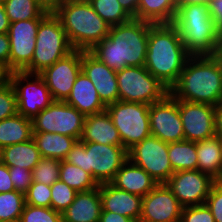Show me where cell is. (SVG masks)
<instances>
[{
  "label": "cell",
  "instance_id": "cell-1",
  "mask_svg": "<svg viewBox=\"0 0 222 222\" xmlns=\"http://www.w3.org/2000/svg\"><path fill=\"white\" fill-rule=\"evenodd\" d=\"M151 24L132 18L110 26L108 36L89 52L116 72L127 66H145Z\"/></svg>",
  "mask_w": 222,
  "mask_h": 222
},
{
  "label": "cell",
  "instance_id": "cell-2",
  "mask_svg": "<svg viewBox=\"0 0 222 222\" xmlns=\"http://www.w3.org/2000/svg\"><path fill=\"white\" fill-rule=\"evenodd\" d=\"M189 57L172 23L150 25L145 68L167 89L178 81Z\"/></svg>",
  "mask_w": 222,
  "mask_h": 222
},
{
  "label": "cell",
  "instance_id": "cell-3",
  "mask_svg": "<svg viewBox=\"0 0 222 222\" xmlns=\"http://www.w3.org/2000/svg\"><path fill=\"white\" fill-rule=\"evenodd\" d=\"M169 93L177 100L217 106L222 102V69L214 56H190Z\"/></svg>",
  "mask_w": 222,
  "mask_h": 222
},
{
  "label": "cell",
  "instance_id": "cell-4",
  "mask_svg": "<svg viewBox=\"0 0 222 222\" xmlns=\"http://www.w3.org/2000/svg\"><path fill=\"white\" fill-rule=\"evenodd\" d=\"M60 19L73 50L90 51L105 39L110 30L88 0H67L55 3L51 9Z\"/></svg>",
  "mask_w": 222,
  "mask_h": 222
},
{
  "label": "cell",
  "instance_id": "cell-5",
  "mask_svg": "<svg viewBox=\"0 0 222 222\" xmlns=\"http://www.w3.org/2000/svg\"><path fill=\"white\" fill-rule=\"evenodd\" d=\"M189 56H214L222 35L215 27L208 6L188 5L176 11L172 23Z\"/></svg>",
  "mask_w": 222,
  "mask_h": 222
},
{
  "label": "cell",
  "instance_id": "cell-6",
  "mask_svg": "<svg viewBox=\"0 0 222 222\" xmlns=\"http://www.w3.org/2000/svg\"><path fill=\"white\" fill-rule=\"evenodd\" d=\"M128 160L123 146L77 140L64 161L90 173L98 184L110 183Z\"/></svg>",
  "mask_w": 222,
  "mask_h": 222
},
{
  "label": "cell",
  "instance_id": "cell-7",
  "mask_svg": "<svg viewBox=\"0 0 222 222\" xmlns=\"http://www.w3.org/2000/svg\"><path fill=\"white\" fill-rule=\"evenodd\" d=\"M72 51L60 19L51 10L40 21L32 61L23 71L40 74Z\"/></svg>",
  "mask_w": 222,
  "mask_h": 222
},
{
  "label": "cell",
  "instance_id": "cell-8",
  "mask_svg": "<svg viewBox=\"0 0 222 222\" xmlns=\"http://www.w3.org/2000/svg\"><path fill=\"white\" fill-rule=\"evenodd\" d=\"M148 104L116 101L106 111L119 131L122 146L128 151L151 135Z\"/></svg>",
  "mask_w": 222,
  "mask_h": 222
},
{
  "label": "cell",
  "instance_id": "cell-9",
  "mask_svg": "<svg viewBox=\"0 0 222 222\" xmlns=\"http://www.w3.org/2000/svg\"><path fill=\"white\" fill-rule=\"evenodd\" d=\"M116 76L120 101L151 105L169 93L145 66H127L117 71Z\"/></svg>",
  "mask_w": 222,
  "mask_h": 222
},
{
  "label": "cell",
  "instance_id": "cell-10",
  "mask_svg": "<svg viewBox=\"0 0 222 222\" xmlns=\"http://www.w3.org/2000/svg\"><path fill=\"white\" fill-rule=\"evenodd\" d=\"M9 81L16 94L18 114L28 119L32 120L54 101L40 74L14 71L10 72Z\"/></svg>",
  "mask_w": 222,
  "mask_h": 222
},
{
  "label": "cell",
  "instance_id": "cell-11",
  "mask_svg": "<svg viewBox=\"0 0 222 222\" xmlns=\"http://www.w3.org/2000/svg\"><path fill=\"white\" fill-rule=\"evenodd\" d=\"M85 116L65 101H53L32 119L33 132L57 133L81 139Z\"/></svg>",
  "mask_w": 222,
  "mask_h": 222
},
{
  "label": "cell",
  "instance_id": "cell-12",
  "mask_svg": "<svg viewBox=\"0 0 222 222\" xmlns=\"http://www.w3.org/2000/svg\"><path fill=\"white\" fill-rule=\"evenodd\" d=\"M128 159L158 184H165L174 173L168 158V143L152 135L129 149Z\"/></svg>",
  "mask_w": 222,
  "mask_h": 222
},
{
  "label": "cell",
  "instance_id": "cell-13",
  "mask_svg": "<svg viewBox=\"0 0 222 222\" xmlns=\"http://www.w3.org/2000/svg\"><path fill=\"white\" fill-rule=\"evenodd\" d=\"M217 182L209 174L200 170L174 172L165 183L182 207L205 204V201Z\"/></svg>",
  "mask_w": 222,
  "mask_h": 222
},
{
  "label": "cell",
  "instance_id": "cell-14",
  "mask_svg": "<svg viewBox=\"0 0 222 222\" xmlns=\"http://www.w3.org/2000/svg\"><path fill=\"white\" fill-rule=\"evenodd\" d=\"M151 135L163 142L184 140L183 124L179 112V100L168 93L161 101L149 107Z\"/></svg>",
  "mask_w": 222,
  "mask_h": 222
},
{
  "label": "cell",
  "instance_id": "cell-15",
  "mask_svg": "<svg viewBox=\"0 0 222 222\" xmlns=\"http://www.w3.org/2000/svg\"><path fill=\"white\" fill-rule=\"evenodd\" d=\"M42 19L21 20L10 23L9 71H23L32 61L36 35Z\"/></svg>",
  "mask_w": 222,
  "mask_h": 222
},
{
  "label": "cell",
  "instance_id": "cell-16",
  "mask_svg": "<svg viewBox=\"0 0 222 222\" xmlns=\"http://www.w3.org/2000/svg\"><path fill=\"white\" fill-rule=\"evenodd\" d=\"M81 60L82 50H73L40 73L54 101H65L68 98L81 72Z\"/></svg>",
  "mask_w": 222,
  "mask_h": 222
},
{
  "label": "cell",
  "instance_id": "cell-17",
  "mask_svg": "<svg viewBox=\"0 0 222 222\" xmlns=\"http://www.w3.org/2000/svg\"><path fill=\"white\" fill-rule=\"evenodd\" d=\"M215 107L209 104L179 100L184 140L197 142L216 135Z\"/></svg>",
  "mask_w": 222,
  "mask_h": 222
},
{
  "label": "cell",
  "instance_id": "cell-18",
  "mask_svg": "<svg viewBox=\"0 0 222 222\" xmlns=\"http://www.w3.org/2000/svg\"><path fill=\"white\" fill-rule=\"evenodd\" d=\"M182 206L166 184L142 197L141 222H180Z\"/></svg>",
  "mask_w": 222,
  "mask_h": 222
},
{
  "label": "cell",
  "instance_id": "cell-19",
  "mask_svg": "<svg viewBox=\"0 0 222 222\" xmlns=\"http://www.w3.org/2000/svg\"><path fill=\"white\" fill-rule=\"evenodd\" d=\"M81 71L93 83L106 106L119 101L116 71L99 61L89 51H82Z\"/></svg>",
  "mask_w": 222,
  "mask_h": 222
},
{
  "label": "cell",
  "instance_id": "cell-20",
  "mask_svg": "<svg viewBox=\"0 0 222 222\" xmlns=\"http://www.w3.org/2000/svg\"><path fill=\"white\" fill-rule=\"evenodd\" d=\"M102 211L118 213L139 222L142 197L116 188L111 183L100 184Z\"/></svg>",
  "mask_w": 222,
  "mask_h": 222
},
{
  "label": "cell",
  "instance_id": "cell-21",
  "mask_svg": "<svg viewBox=\"0 0 222 222\" xmlns=\"http://www.w3.org/2000/svg\"><path fill=\"white\" fill-rule=\"evenodd\" d=\"M102 211L100 184L97 188L77 192L72 204L62 213L63 222H99Z\"/></svg>",
  "mask_w": 222,
  "mask_h": 222
},
{
  "label": "cell",
  "instance_id": "cell-22",
  "mask_svg": "<svg viewBox=\"0 0 222 222\" xmlns=\"http://www.w3.org/2000/svg\"><path fill=\"white\" fill-rule=\"evenodd\" d=\"M65 102L76 108L84 116L97 114L106 110L93 83L81 71Z\"/></svg>",
  "mask_w": 222,
  "mask_h": 222
},
{
  "label": "cell",
  "instance_id": "cell-23",
  "mask_svg": "<svg viewBox=\"0 0 222 222\" xmlns=\"http://www.w3.org/2000/svg\"><path fill=\"white\" fill-rule=\"evenodd\" d=\"M82 142H93L106 145L122 146L119 131L114 126L111 116L103 112L85 116Z\"/></svg>",
  "mask_w": 222,
  "mask_h": 222
},
{
  "label": "cell",
  "instance_id": "cell-24",
  "mask_svg": "<svg viewBox=\"0 0 222 222\" xmlns=\"http://www.w3.org/2000/svg\"><path fill=\"white\" fill-rule=\"evenodd\" d=\"M110 183L118 189L141 197L147 195L158 185L144 169L133 164L129 159L117 171Z\"/></svg>",
  "mask_w": 222,
  "mask_h": 222
},
{
  "label": "cell",
  "instance_id": "cell-25",
  "mask_svg": "<svg viewBox=\"0 0 222 222\" xmlns=\"http://www.w3.org/2000/svg\"><path fill=\"white\" fill-rule=\"evenodd\" d=\"M197 170L209 174L215 180L222 178V144L215 135L196 142Z\"/></svg>",
  "mask_w": 222,
  "mask_h": 222
},
{
  "label": "cell",
  "instance_id": "cell-26",
  "mask_svg": "<svg viewBox=\"0 0 222 222\" xmlns=\"http://www.w3.org/2000/svg\"><path fill=\"white\" fill-rule=\"evenodd\" d=\"M42 156L33 139L0 149V161L8 167L33 170Z\"/></svg>",
  "mask_w": 222,
  "mask_h": 222
},
{
  "label": "cell",
  "instance_id": "cell-27",
  "mask_svg": "<svg viewBox=\"0 0 222 222\" xmlns=\"http://www.w3.org/2000/svg\"><path fill=\"white\" fill-rule=\"evenodd\" d=\"M32 139L42 158H55L60 161L66 158L77 141L74 137L48 132H33Z\"/></svg>",
  "mask_w": 222,
  "mask_h": 222
},
{
  "label": "cell",
  "instance_id": "cell-28",
  "mask_svg": "<svg viewBox=\"0 0 222 222\" xmlns=\"http://www.w3.org/2000/svg\"><path fill=\"white\" fill-rule=\"evenodd\" d=\"M33 138L32 120L21 114L0 121V149Z\"/></svg>",
  "mask_w": 222,
  "mask_h": 222
},
{
  "label": "cell",
  "instance_id": "cell-29",
  "mask_svg": "<svg viewBox=\"0 0 222 222\" xmlns=\"http://www.w3.org/2000/svg\"><path fill=\"white\" fill-rule=\"evenodd\" d=\"M176 11V0H140L134 19L153 24L173 23Z\"/></svg>",
  "mask_w": 222,
  "mask_h": 222
},
{
  "label": "cell",
  "instance_id": "cell-30",
  "mask_svg": "<svg viewBox=\"0 0 222 222\" xmlns=\"http://www.w3.org/2000/svg\"><path fill=\"white\" fill-rule=\"evenodd\" d=\"M3 5L10 23L43 19L51 11L40 0H5Z\"/></svg>",
  "mask_w": 222,
  "mask_h": 222
},
{
  "label": "cell",
  "instance_id": "cell-31",
  "mask_svg": "<svg viewBox=\"0 0 222 222\" xmlns=\"http://www.w3.org/2000/svg\"><path fill=\"white\" fill-rule=\"evenodd\" d=\"M168 158L174 172L197 170L196 142L183 140L168 143Z\"/></svg>",
  "mask_w": 222,
  "mask_h": 222
},
{
  "label": "cell",
  "instance_id": "cell-32",
  "mask_svg": "<svg viewBox=\"0 0 222 222\" xmlns=\"http://www.w3.org/2000/svg\"><path fill=\"white\" fill-rule=\"evenodd\" d=\"M59 179L77 192L88 191L99 186L90 173L64 160L60 163Z\"/></svg>",
  "mask_w": 222,
  "mask_h": 222
},
{
  "label": "cell",
  "instance_id": "cell-33",
  "mask_svg": "<svg viewBox=\"0 0 222 222\" xmlns=\"http://www.w3.org/2000/svg\"><path fill=\"white\" fill-rule=\"evenodd\" d=\"M95 12L110 26L123 24L132 18L118 0H88Z\"/></svg>",
  "mask_w": 222,
  "mask_h": 222
},
{
  "label": "cell",
  "instance_id": "cell-34",
  "mask_svg": "<svg viewBox=\"0 0 222 222\" xmlns=\"http://www.w3.org/2000/svg\"><path fill=\"white\" fill-rule=\"evenodd\" d=\"M25 194L16 190L0 193V221H19Z\"/></svg>",
  "mask_w": 222,
  "mask_h": 222
},
{
  "label": "cell",
  "instance_id": "cell-35",
  "mask_svg": "<svg viewBox=\"0 0 222 222\" xmlns=\"http://www.w3.org/2000/svg\"><path fill=\"white\" fill-rule=\"evenodd\" d=\"M61 161L55 158H41L32 170L34 182L51 186L60 177Z\"/></svg>",
  "mask_w": 222,
  "mask_h": 222
},
{
  "label": "cell",
  "instance_id": "cell-36",
  "mask_svg": "<svg viewBox=\"0 0 222 222\" xmlns=\"http://www.w3.org/2000/svg\"><path fill=\"white\" fill-rule=\"evenodd\" d=\"M77 191L60 179L51 185V208L63 213L74 201Z\"/></svg>",
  "mask_w": 222,
  "mask_h": 222
},
{
  "label": "cell",
  "instance_id": "cell-37",
  "mask_svg": "<svg viewBox=\"0 0 222 222\" xmlns=\"http://www.w3.org/2000/svg\"><path fill=\"white\" fill-rule=\"evenodd\" d=\"M19 222H63L62 214L51 207H35L25 204Z\"/></svg>",
  "mask_w": 222,
  "mask_h": 222
},
{
  "label": "cell",
  "instance_id": "cell-38",
  "mask_svg": "<svg viewBox=\"0 0 222 222\" xmlns=\"http://www.w3.org/2000/svg\"><path fill=\"white\" fill-rule=\"evenodd\" d=\"M25 204L35 207H51V186L33 181L25 193Z\"/></svg>",
  "mask_w": 222,
  "mask_h": 222
},
{
  "label": "cell",
  "instance_id": "cell-39",
  "mask_svg": "<svg viewBox=\"0 0 222 222\" xmlns=\"http://www.w3.org/2000/svg\"><path fill=\"white\" fill-rule=\"evenodd\" d=\"M18 113L14 88L10 81L0 86V121Z\"/></svg>",
  "mask_w": 222,
  "mask_h": 222
},
{
  "label": "cell",
  "instance_id": "cell-40",
  "mask_svg": "<svg viewBox=\"0 0 222 222\" xmlns=\"http://www.w3.org/2000/svg\"><path fill=\"white\" fill-rule=\"evenodd\" d=\"M180 222H215L206 204L183 207Z\"/></svg>",
  "mask_w": 222,
  "mask_h": 222
},
{
  "label": "cell",
  "instance_id": "cell-41",
  "mask_svg": "<svg viewBox=\"0 0 222 222\" xmlns=\"http://www.w3.org/2000/svg\"><path fill=\"white\" fill-rule=\"evenodd\" d=\"M9 172L15 190L25 194L33 182L32 171L14 166L9 167Z\"/></svg>",
  "mask_w": 222,
  "mask_h": 222
},
{
  "label": "cell",
  "instance_id": "cell-42",
  "mask_svg": "<svg viewBox=\"0 0 222 222\" xmlns=\"http://www.w3.org/2000/svg\"><path fill=\"white\" fill-rule=\"evenodd\" d=\"M205 204L210 209L215 222H222V183L220 181L213 185Z\"/></svg>",
  "mask_w": 222,
  "mask_h": 222
},
{
  "label": "cell",
  "instance_id": "cell-43",
  "mask_svg": "<svg viewBox=\"0 0 222 222\" xmlns=\"http://www.w3.org/2000/svg\"><path fill=\"white\" fill-rule=\"evenodd\" d=\"M208 9L211 18L214 21L215 27L220 31L222 35V0H210Z\"/></svg>",
  "mask_w": 222,
  "mask_h": 222
},
{
  "label": "cell",
  "instance_id": "cell-44",
  "mask_svg": "<svg viewBox=\"0 0 222 222\" xmlns=\"http://www.w3.org/2000/svg\"><path fill=\"white\" fill-rule=\"evenodd\" d=\"M15 190L10 178L9 167L0 161V193Z\"/></svg>",
  "mask_w": 222,
  "mask_h": 222
},
{
  "label": "cell",
  "instance_id": "cell-45",
  "mask_svg": "<svg viewBox=\"0 0 222 222\" xmlns=\"http://www.w3.org/2000/svg\"><path fill=\"white\" fill-rule=\"evenodd\" d=\"M10 39L8 33L0 34V63L9 70Z\"/></svg>",
  "mask_w": 222,
  "mask_h": 222
},
{
  "label": "cell",
  "instance_id": "cell-46",
  "mask_svg": "<svg viewBox=\"0 0 222 222\" xmlns=\"http://www.w3.org/2000/svg\"><path fill=\"white\" fill-rule=\"evenodd\" d=\"M99 222H135L129 217L122 216L118 213L101 211Z\"/></svg>",
  "mask_w": 222,
  "mask_h": 222
},
{
  "label": "cell",
  "instance_id": "cell-47",
  "mask_svg": "<svg viewBox=\"0 0 222 222\" xmlns=\"http://www.w3.org/2000/svg\"><path fill=\"white\" fill-rule=\"evenodd\" d=\"M139 1L140 0H118L122 8L131 18H135L137 15Z\"/></svg>",
  "mask_w": 222,
  "mask_h": 222
},
{
  "label": "cell",
  "instance_id": "cell-48",
  "mask_svg": "<svg viewBox=\"0 0 222 222\" xmlns=\"http://www.w3.org/2000/svg\"><path fill=\"white\" fill-rule=\"evenodd\" d=\"M215 133L222 136V102L215 107Z\"/></svg>",
  "mask_w": 222,
  "mask_h": 222
},
{
  "label": "cell",
  "instance_id": "cell-49",
  "mask_svg": "<svg viewBox=\"0 0 222 222\" xmlns=\"http://www.w3.org/2000/svg\"><path fill=\"white\" fill-rule=\"evenodd\" d=\"M10 21L3 4H0V34L8 33Z\"/></svg>",
  "mask_w": 222,
  "mask_h": 222
},
{
  "label": "cell",
  "instance_id": "cell-50",
  "mask_svg": "<svg viewBox=\"0 0 222 222\" xmlns=\"http://www.w3.org/2000/svg\"><path fill=\"white\" fill-rule=\"evenodd\" d=\"M209 3L210 0H176V9L193 4L208 6Z\"/></svg>",
  "mask_w": 222,
  "mask_h": 222
},
{
  "label": "cell",
  "instance_id": "cell-51",
  "mask_svg": "<svg viewBox=\"0 0 222 222\" xmlns=\"http://www.w3.org/2000/svg\"><path fill=\"white\" fill-rule=\"evenodd\" d=\"M10 71L0 63V86L9 81Z\"/></svg>",
  "mask_w": 222,
  "mask_h": 222
},
{
  "label": "cell",
  "instance_id": "cell-52",
  "mask_svg": "<svg viewBox=\"0 0 222 222\" xmlns=\"http://www.w3.org/2000/svg\"><path fill=\"white\" fill-rule=\"evenodd\" d=\"M214 58L218 61L222 69V38L220 40V44L217 46L214 52Z\"/></svg>",
  "mask_w": 222,
  "mask_h": 222
},
{
  "label": "cell",
  "instance_id": "cell-53",
  "mask_svg": "<svg viewBox=\"0 0 222 222\" xmlns=\"http://www.w3.org/2000/svg\"><path fill=\"white\" fill-rule=\"evenodd\" d=\"M42 1L49 9H52L55 5V0H40Z\"/></svg>",
  "mask_w": 222,
  "mask_h": 222
},
{
  "label": "cell",
  "instance_id": "cell-54",
  "mask_svg": "<svg viewBox=\"0 0 222 222\" xmlns=\"http://www.w3.org/2000/svg\"><path fill=\"white\" fill-rule=\"evenodd\" d=\"M62 1H67V0H55V3H59V2H62Z\"/></svg>",
  "mask_w": 222,
  "mask_h": 222
},
{
  "label": "cell",
  "instance_id": "cell-55",
  "mask_svg": "<svg viewBox=\"0 0 222 222\" xmlns=\"http://www.w3.org/2000/svg\"><path fill=\"white\" fill-rule=\"evenodd\" d=\"M0 222H19V221H0Z\"/></svg>",
  "mask_w": 222,
  "mask_h": 222
},
{
  "label": "cell",
  "instance_id": "cell-56",
  "mask_svg": "<svg viewBox=\"0 0 222 222\" xmlns=\"http://www.w3.org/2000/svg\"><path fill=\"white\" fill-rule=\"evenodd\" d=\"M5 0H0V4H3Z\"/></svg>",
  "mask_w": 222,
  "mask_h": 222
},
{
  "label": "cell",
  "instance_id": "cell-57",
  "mask_svg": "<svg viewBox=\"0 0 222 222\" xmlns=\"http://www.w3.org/2000/svg\"><path fill=\"white\" fill-rule=\"evenodd\" d=\"M220 138L221 144H222V136H218Z\"/></svg>",
  "mask_w": 222,
  "mask_h": 222
}]
</instances>
